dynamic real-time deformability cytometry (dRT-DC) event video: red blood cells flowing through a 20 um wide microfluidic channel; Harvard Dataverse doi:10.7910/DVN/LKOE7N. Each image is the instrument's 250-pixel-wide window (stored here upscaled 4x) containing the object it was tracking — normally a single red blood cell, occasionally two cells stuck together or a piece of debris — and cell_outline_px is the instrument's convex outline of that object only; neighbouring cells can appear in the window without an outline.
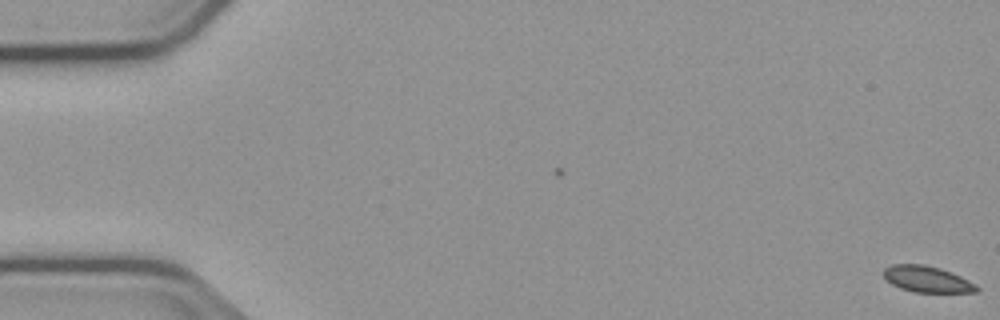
{"species": "common noctule bat (a hibernating species)", "species_latin": "Nyctalus noctula", "temperature_condition": "cold", "stored_images_in_passage": 57, "segment_of_instrument_passage": [1, 2], "camera_frame_rate_fps": 3000, "um_per_image_px": 0.085, "animal": {"sex": "male", "body_mass_g": 23.1, "forearm_length_mm": 52.7}, "frame": {"image": 1, "passage_image": 1, "time_ms": 0.0, "image_size_px": [1000, 320], "cell_outline_px": [[980, 288], [976, 292], [912, 292], [900, 288], [884, 280], [880, 272], [884, 268], [892, 264], [924, 264], [940, 268], [952, 272], [976, 284]], "centroid_in_image_um": [78.74, 23.72], "position_along_channel_um": 6.3, "area_um2": 14.51}}
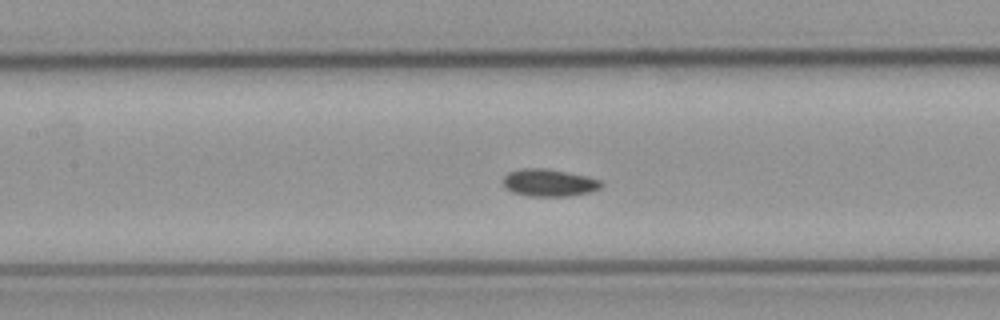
{"frame": {"image": 2, "passage_image": 26, "time_ms": 8.333, "image_size_px": [1000, 320], "cell_outline_px": [[604, 184], [600, 188], [592, 192], [568, 196], [528, 196], [512, 192], [504, 184], [504, 176], [508, 172], [520, 168], [544, 168], [588, 176], [600, 180]], "centroid_in_image_um": [46.7, 15.53], "position_along_channel_um": 160.7, "area_um2": 15.66}}
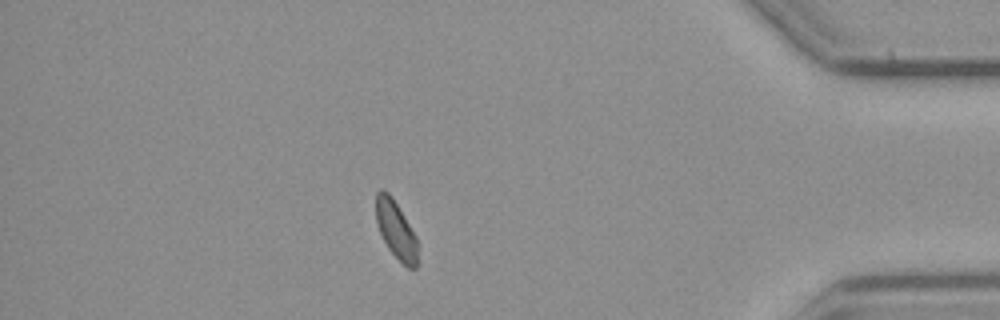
{"frame": {"image": 3, "passage_image": 49, "time_ms": 16.0, "image_size_px": [1000, 320], "cell_outline_px": [[416, 268], [408, 268], [388, 248], [380, 232], [376, 220], [376, 192], [380, 188], [384, 188], [388, 192], [396, 204], [416, 236]], "centroid_in_image_um": [33.62, 19.48], "position_along_channel_um": 401.6, "area_um2": 13.53}}